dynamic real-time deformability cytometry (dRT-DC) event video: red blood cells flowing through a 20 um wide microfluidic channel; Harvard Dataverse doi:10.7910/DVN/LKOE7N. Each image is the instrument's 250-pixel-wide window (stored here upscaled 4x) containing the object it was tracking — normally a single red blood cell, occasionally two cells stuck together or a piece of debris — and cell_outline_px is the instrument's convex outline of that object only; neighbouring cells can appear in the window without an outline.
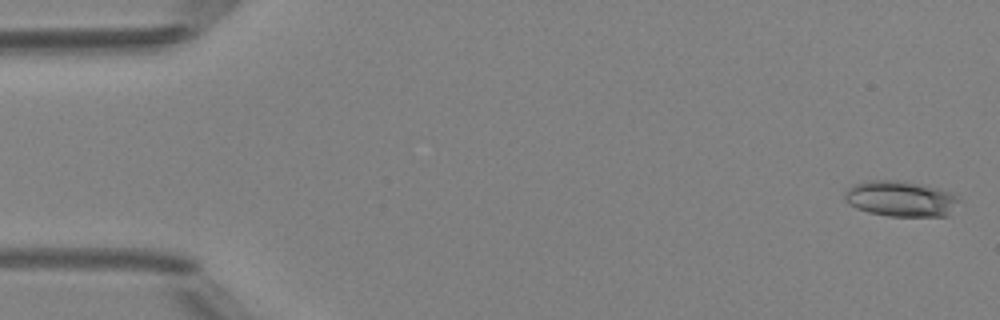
{"species": "Egyptian fruit bat (a non-hibernating species)", "species_latin": "Rousettus aegyptiacus", "temperature_condition": "room temperature", "stored_images_in_passage": 48, "camera_frame_rate_fps": 3000, "um_per_image_px": 0.085, "animal": {"sex": "female"}, "frame": {"image": 1, "passage_image": 1, "time_ms": 0.0, "image_size_px": [1000, 320], "cell_outline_px": [[964, 200], [948, 216], [888, 216], [868, 212], [856, 208], [848, 204], [844, 200], [844, 192], [852, 184], [868, 180], [900, 180], [920, 184], [952, 192]], "centroid_in_image_um": [76.59, 16.89], "position_along_channel_um": 8.4, "area_um2": 24.28}}
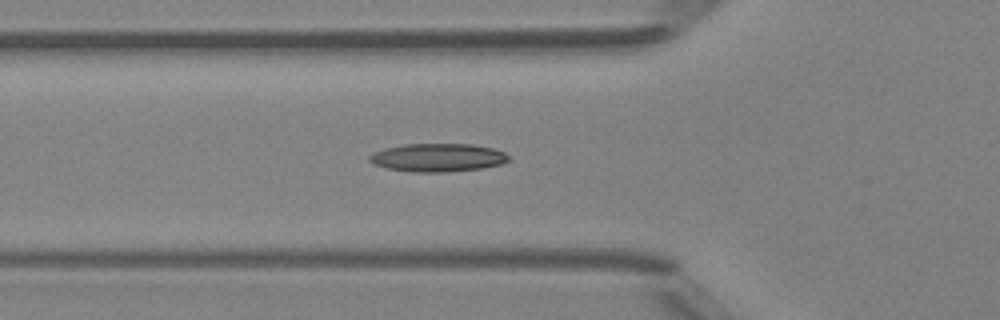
{"frame": {"image": 2, "passage_image": 17, "time_ms": 5.333, "image_size_px": [1000, 320], "cell_outline_px": [[512, 160], [500, 164], [480, 168], [444, 172], [412, 172], [388, 168], [376, 164], [368, 160], [368, 156], [372, 152], [384, 148], [404, 144], [472, 144], [492, 148], [504, 152]], "centroid_in_image_um": [37.19, 13.38], "position_along_channel_um": 88.6, "area_um2": 22.83}}
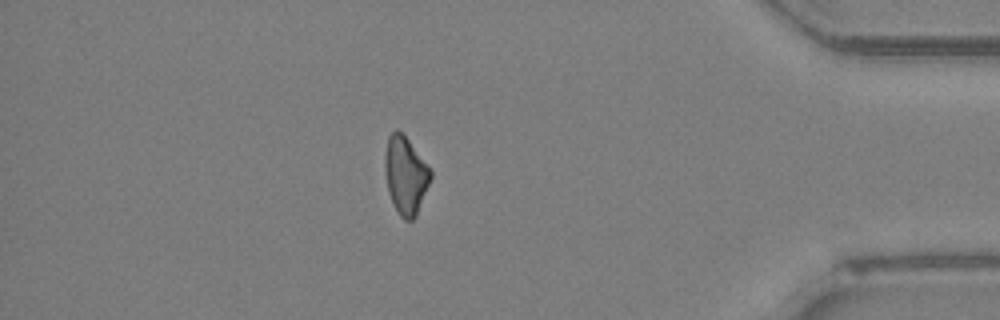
{"frame": {"image": 3, "passage_image": 42, "time_ms": 13.667, "image_size_px": [1000, 320], "cell_outline_px": [[432, 176], [416, 216], [412, 220], [404, 220], [396, 212], [388, 192], [384, 168], [384, 156], [388, 136], [396, 128], [408, 140], [432, 172]], "centroid_in_image_um": [34.44, 14.92], "position_along_channel_um": 400.8, "area_um2": 20.52}}